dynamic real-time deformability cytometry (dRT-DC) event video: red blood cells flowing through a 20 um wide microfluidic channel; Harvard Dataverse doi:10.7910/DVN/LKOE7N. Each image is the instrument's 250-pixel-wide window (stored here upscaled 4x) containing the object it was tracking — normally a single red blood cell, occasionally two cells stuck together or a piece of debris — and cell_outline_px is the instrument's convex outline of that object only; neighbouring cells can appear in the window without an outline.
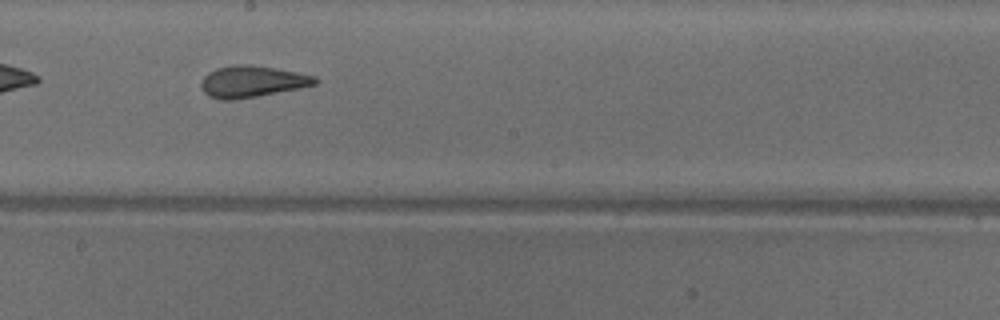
{"species": "common noctule bat (a hibernating species)", "species_latin": "Nyctalus noctula", "temperature_condition": "warm", "stored_images_in_passage": 26, "camera_frame_rate_fps": 3000, "um_per_image_px": 0.085, "animal": {"sex": "male", "body_mass_g": 18.8}, "frame": {"image": 1, "passage_image": 12, "time_ms": 3.667, "image_size_px": [1000, 320], "cell_outline_px": [[316, 84], [300, 88], [256, 96], [232, 100], [220, 100], [208, 96], [204, 92], [200, 84], [204, 76], [208, 72], [216, 68], [236, 64], [252, 64], [276, 68], [316, 76]], "centroid_in_image_um": [21.39, 6.92], "position_along_channel_um": 226.8, "area_um2": 20.92}}
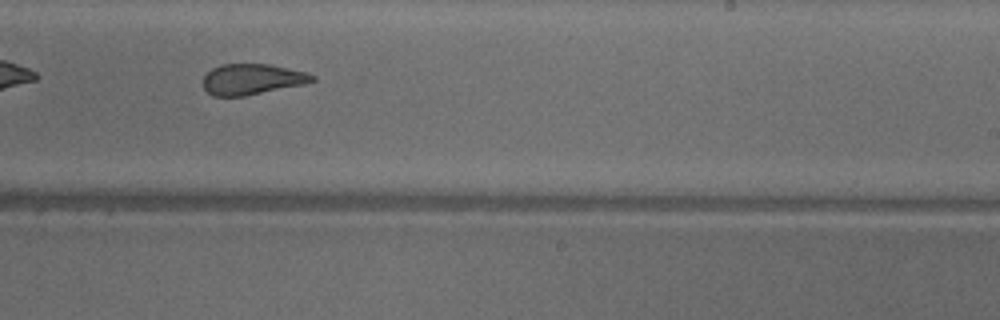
{"frame": {"image": 2, "passage_image": 15, "time_ms": 4.667, "image_size_px": [1000, 320], "cell_outline_px": [[316, 80], [304, 84], [244, 96], [212, 96], [204, 88], [204, 76], [212, 68], [220, 64], [268, 64], [308, 72], [316, 76]], "centroid_in_image_um": [21.44, 6.73], "position_along_channel_um": 267.6, "area_um2": 19.54}}